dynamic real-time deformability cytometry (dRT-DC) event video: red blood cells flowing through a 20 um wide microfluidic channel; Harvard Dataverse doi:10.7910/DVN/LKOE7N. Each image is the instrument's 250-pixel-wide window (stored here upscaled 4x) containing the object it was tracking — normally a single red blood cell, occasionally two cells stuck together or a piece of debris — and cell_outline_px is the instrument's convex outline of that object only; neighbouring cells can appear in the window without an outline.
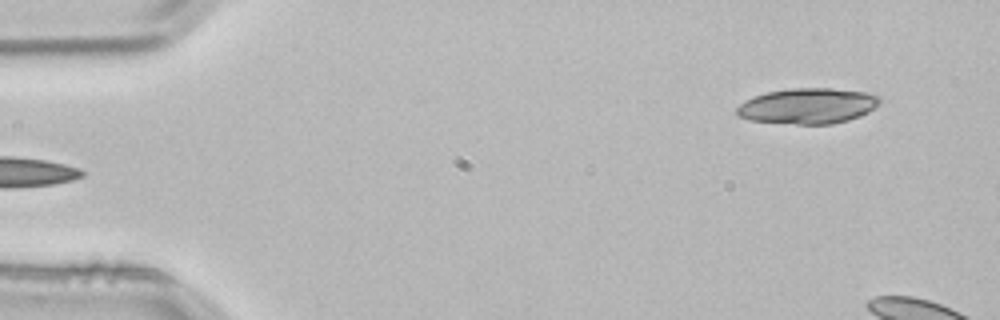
{"species": "common noctule bat (a hibernating species)", "species_latin": "Nyctalus noctula", "temperature_condition": "room temperature", "stored_images_in_passage": 3, "segment_of_instrument_passage": [2, 2], "camera_frame_rate_fps": 3000, "um_per_image_px": 0.085, "animal": {"sex": "male", "body_mass_g": 21.5, "forearm_length_mm": 52.0}, "frame": {"image": 1, "passage_image": 3, "time_ms": 0.667, "image_size_px": [1000, 320], "cell_outline_px": [[880, 104], [868, 112], [848, 120], [832, 124], [796, 124], [748, 120], [740, 116], [736, 112], [736, 108], [744, 100], [768, 92], [792, 88], [832, 88], [864, 92], [880, 96]], "centroid_in_image_um": [68.67, 9.0], "position_along_channel_um": 16.3, "area_um2": 29.54}}